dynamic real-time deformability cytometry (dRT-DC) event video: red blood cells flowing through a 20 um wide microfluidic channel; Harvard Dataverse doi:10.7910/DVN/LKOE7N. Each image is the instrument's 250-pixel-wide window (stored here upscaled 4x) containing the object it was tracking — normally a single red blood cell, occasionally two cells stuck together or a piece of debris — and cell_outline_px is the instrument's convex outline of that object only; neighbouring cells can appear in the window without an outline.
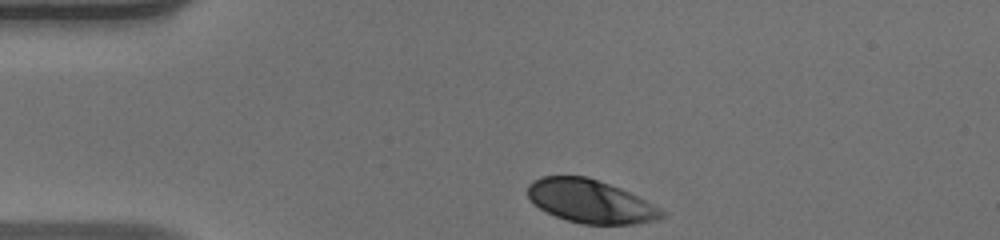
{"species": "human", "species_latin": "Homo sapiens", "temperature_condition": "warm", "stored_images_in_passage": 33, "camera_frame_rate_fps": 3000, "um_per_image_px": 0.085, "donor": {"sex": "male"}, "frame": {"image": 1, "passage_image": 1, "time_ms": 0.0, "image_size_px": [1000, 240], "cell_outline_px": [[664, 216], [656, 220], [636, 224], [580, 224], [556, 216], [532, 204], [528, 196], [528, 184], [532, 180], [540, 176], [588, 176], [620, 188], [660, 208], [664, 212]], "centroid_in_image_um": [50.15, 17.1], "position_along_channel_um": 34.9, "area_um2": 33.7}}
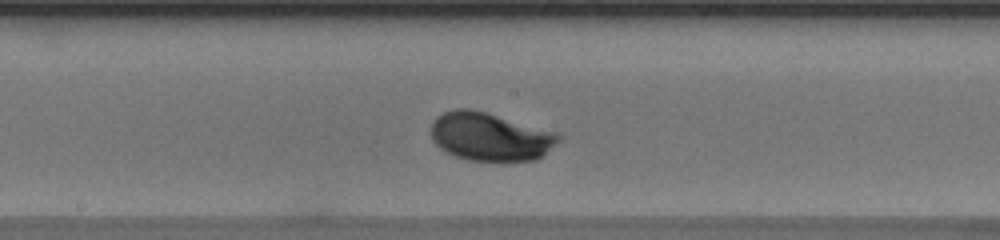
{"frame": {"image": 2, "passage_image": 17, "time_ms": 5.333, "image_size_px": [1000, 240], "cell_outline_px": [[560, 140], [536, 160], [468, 160], [456, 156], [440, 148], [432, 140], [432, 124], [436, 116], [444, 112], [456, 108], [468, 108], [484, 112], [560, 132]], "centroid_in_image_um": [41.67, 11.6], "position_along_channel_um": 206.5, "area_um2": 35.55}}
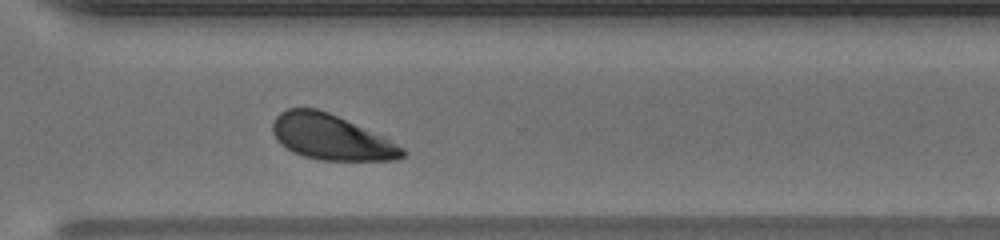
{"frame": {"image": 3, "passage_image": 27, "time_ms": 8.667, "image_size_px": [1000, 240], "cell_outline_px": [[408, 152], [404, 156], [396, 160], [320, 160], [304, 156], [292, 152], [280, 144], [276, 140], [272, 132], [272, 124], [276, 116], [280, 112], [288, 108], [316, 108], [328, 112], [384, 136], [404, 148]], "centroid_in_image_um": [28.14, 11.66], "position_along_channel_um": 342.5, "area_um2": 34.39}, "authors_computed_cell_mechanics": {"area_um2": 34.68, "velocity_mm_per_s": 4.0795, "shape_relaxation_time_tau1_ms": 1.8818, "shape_relaxation_time_tau2_ms": null, "deformation_change_tau1": 0.1158, "deformation_change_tau2": null}}